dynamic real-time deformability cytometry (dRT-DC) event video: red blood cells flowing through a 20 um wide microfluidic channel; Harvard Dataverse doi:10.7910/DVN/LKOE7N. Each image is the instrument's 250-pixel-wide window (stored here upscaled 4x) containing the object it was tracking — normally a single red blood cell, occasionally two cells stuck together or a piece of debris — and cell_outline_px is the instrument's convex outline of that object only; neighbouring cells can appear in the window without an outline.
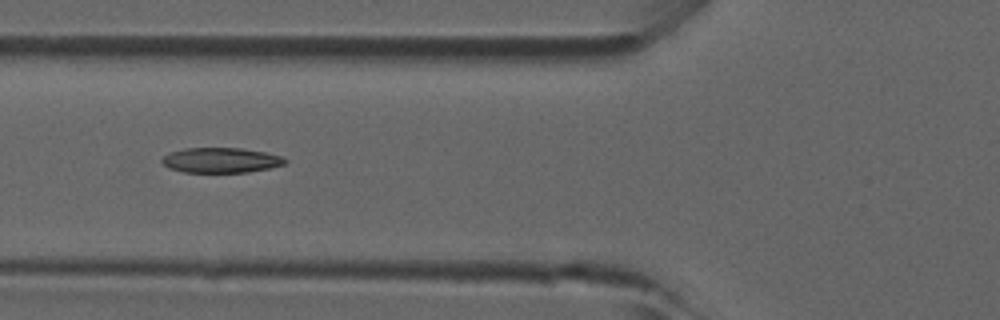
{"species": "common noctule bat (a hibernating species)", "species_latin": "Nyctalus noctula", "temperature_condition": "room temperature", "stored_images_in_passage": 40, "camera_frame_rate_fps": 3000, "um_per_image_px": 0.085, "animal": {"sex": "male", "forearm_length_mm": 52.5}, "frame": {"image": 1, "passage_image": 17, "time_ms": 5.333, "image_size_px": [1000, 320], "cell_outline_px": [[288, 160], [284, 164], [272, 168], [248, 172], [184, 172], [168, 168], [160, 160], [168, 152], [184, 148], [240, 148], [268, 152], [280, 156]], "centroid_in_image_um": [18.78, 13.61], "position_along_channel_um": 107.0, "area_um2": 18.15}}
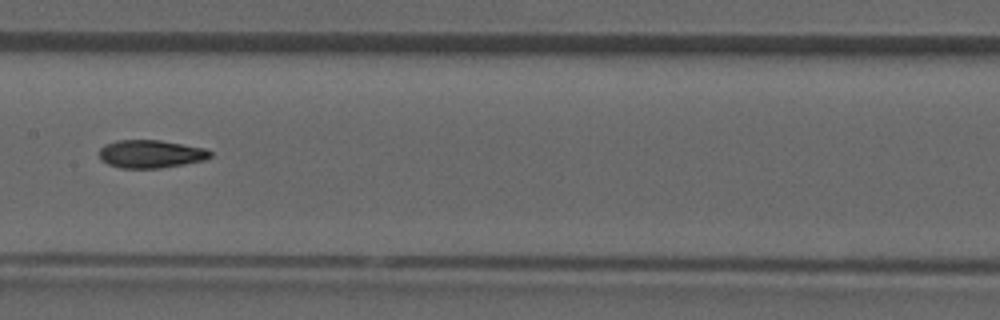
{"frame": {"image": 2, "passage_image": 23, "time_ms": 7.333, "image_size_px": [1000, 320], "cell_outline_px": [[212, 156], [204, 160], [184, 164], [160, 168], [120, 168], [108, 164], [100, 160], [100, 148], [104, 144], [116, 140], [160, 140], [204, 148], [212, 152]], "centroid_in_image_um": [12.79, 13.08], "position_along_channel_um": 194.6, "area_um2": 18.15}}